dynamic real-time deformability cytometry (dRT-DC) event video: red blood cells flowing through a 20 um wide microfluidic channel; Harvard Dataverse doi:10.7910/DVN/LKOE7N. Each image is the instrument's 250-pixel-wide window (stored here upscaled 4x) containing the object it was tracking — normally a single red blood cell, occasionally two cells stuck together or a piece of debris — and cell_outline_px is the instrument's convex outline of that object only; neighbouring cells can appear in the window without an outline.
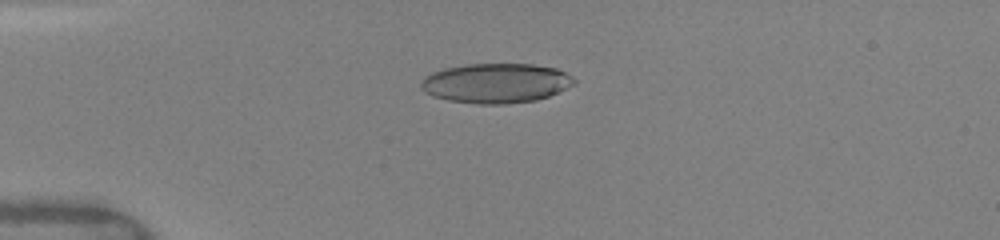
{"species": "human", "species_latin": "Homo sapiens", "temperature_condition": "warm", "stored_images_in_passage": 9, "camera_frame_rate_fps": 3000, "um_per_image_px": 0.085, "donor": {"sex": "female"}, "frame": {"image": 1, "passage_image": 6, "time_ms": 3.667, "image_size_px": [1000, 240], "cell_outline_px": [[576, 84], [548, 96], [536, 100], [504, 104], [480, 104], [448, 100], [432, 96], [424, 92], [420, 88], [420, 80], [424, 76], [432, 72], [444, 68], [468, 64], [532, 64], [556, 68], [572, 76], [576, 80]], "centroid_in_image_um": [42.13, 7.06], "position_along_channel_um": 42.9, "area_um2": 35.6}}
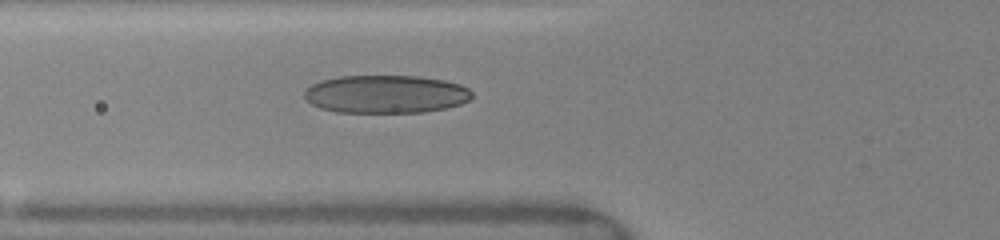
{"frame": {"image": 2, "passage_image": 9, "time_ms": 5.667, "image_size_px": [1000, 240], "cell_outline_px": [[472, 96], [468, 100], [460, 104], [448, 108], [424, 112], [336, 112], [320, 108], [312, 104], [304, 96], [304, 92], [312, 84], [320, 80], [340, 76], [420, 76], [444, 80], [460, 84], [468, 88], [472, 92]], "centroid_in_image_um": [32.81, 8.0], "position_along_channel_um": 93.0, "area_um2": 37.22}}